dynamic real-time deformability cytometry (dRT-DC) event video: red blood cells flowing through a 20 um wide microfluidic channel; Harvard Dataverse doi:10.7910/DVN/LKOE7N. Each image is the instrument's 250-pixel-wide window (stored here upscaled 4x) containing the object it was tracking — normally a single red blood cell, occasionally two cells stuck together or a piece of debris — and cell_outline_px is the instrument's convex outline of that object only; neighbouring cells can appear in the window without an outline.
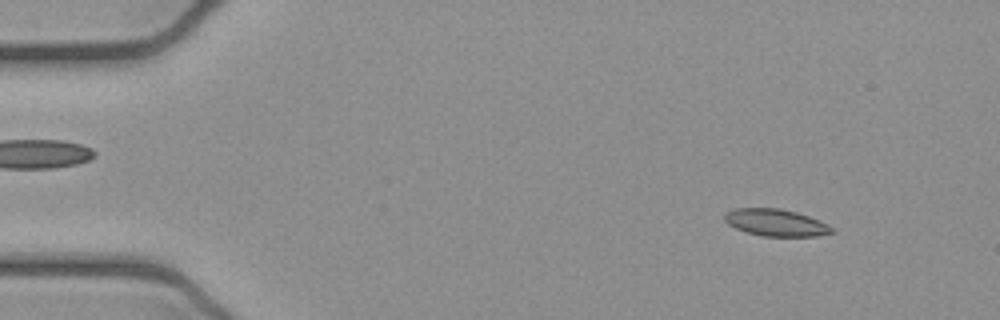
{"species": "common noctule bat (a hibernating species)", "species_latin": "Nyctalus noctula", "temperature_condition": "cold", "stored_images_in_passage": 52, "camera_frame_rate_fps": 3000, "um_per_image_px": 0.085, "animal": {"sex": "female", "body_mass_g": 21.9}, "frame": {"image": 1, "passage_image": 5, "time_ms": 1.333, "image_size_px": [1000, 320], "cell_outline_px": [[836, 232], [820, 236], [764, 236], [748, 232], [736, 228], [728, 224], [724, 220], [724, 216], [728, 212], [736, 208], [780, 208], [796, 212], [820, 220], [836, 228]], "centroid_in_image_um": [66.03, 18.93], "position_along_channel_um": 19.0, "area_um2": 16.94}}
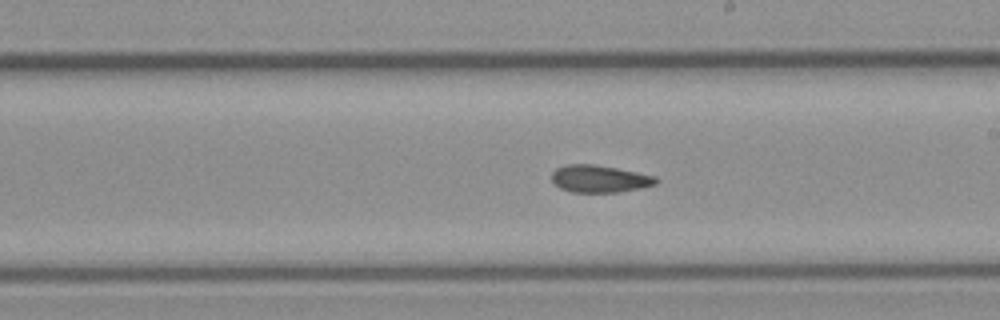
{"frame": {"image": 2, "passage_image": 29, "time_ms": 9.333, "image_size_px": [1000, 320], "cell_outline_px": [[660, 180], [656, 184], [640, 188], [620, 192], [572, 192], [560, 188], [552, 180], [552, 172], [556, 168], [568, 164], [596, 164], [656, 176]], "centroid_in_image_um": [50.98, 15.19], "position_along_channel_um": 238.0, "area_um2": 16.59}}
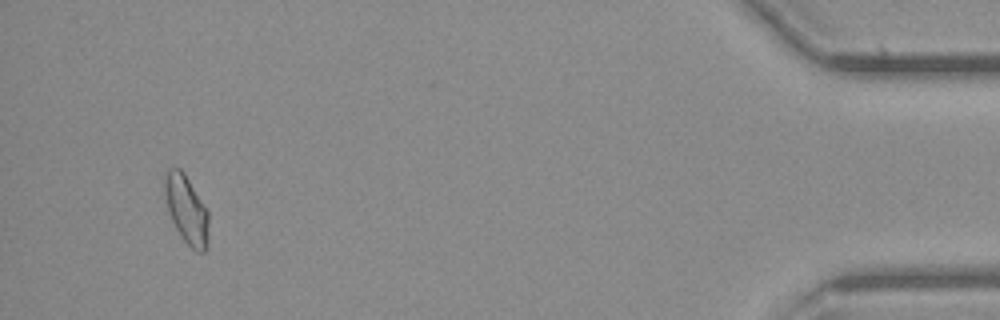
{"frame": {"image": 3, "passage_image": 49, "time_ms": 16.0, "image_size_px": [1000, 320], "cell_outline_px": [[208, 248], [204, 252], [196, 252], [180, 236], [168, 212], [164, 192], [164, 176], [168, 168], [180, 168], [184, 172], [208, 208]], "centroid_in_image_um": [15.87, 17.8], "position_along_channel_um": 419.3, "area_um2": 17.86}, "authors_computed_cell_mechanics": {"area_um2": 17.051, "velocity_mm_per_s": 3.9, "shape_relaxation_time_tau1_ms": 8.1532, "shape_relaxation_time_tau2_ms": 3.6111, "deformation_change_tau1": 0.1378, "deformation_change_tau2": 0.0688}}